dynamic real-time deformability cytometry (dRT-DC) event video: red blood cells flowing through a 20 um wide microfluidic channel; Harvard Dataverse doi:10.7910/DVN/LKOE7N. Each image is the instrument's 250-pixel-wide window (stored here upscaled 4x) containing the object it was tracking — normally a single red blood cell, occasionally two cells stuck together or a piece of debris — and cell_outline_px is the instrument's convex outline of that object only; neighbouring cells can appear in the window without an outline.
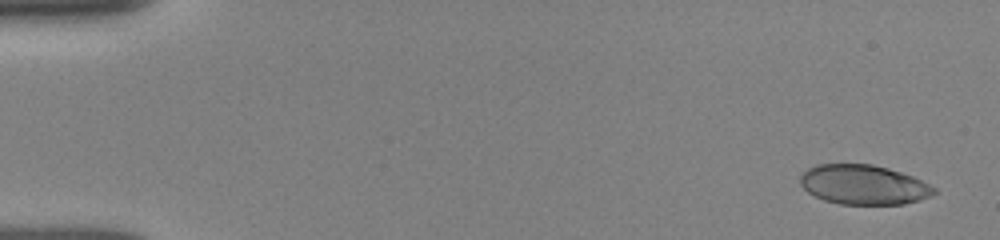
{"species": "human", "species_latin": "Homo sapiens", "temperature_condition": "room temperature", "stored_images_in_passage": 51, "camera_frame_rate_fps": 3000, "um_per_image_px": 0.085, "donor": {"sex": "female"}, "frame": {"image": 1, "passage_image": 2, "time_ms": 0.333, "image_size_px": [1000, 240], "cell_outline_px": [[936, 192], [932, 196], [920, 200], [904, 204], [840, 204], [824, 200], [808, 192], [800, 184], [800, 176], [808, 168], [816, 164], [872, 164], [888, 168], [912, 176], [936, 188]], "centroid_in_image_um": [73.41, 15.7], "position_along_channel_um": 11.6, "area_um2": 30.87}}
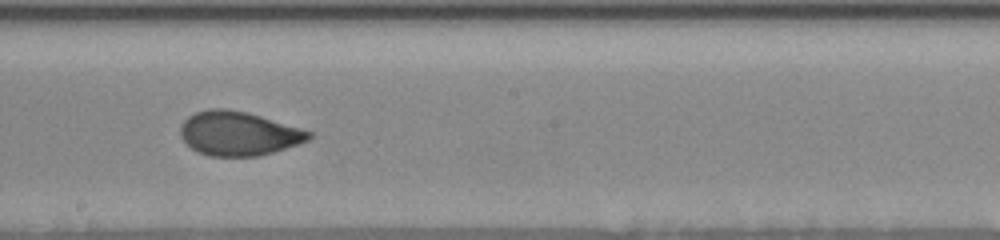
{"frame": {"image": 2, "passage_image": 29, "time_ms": 9.333, "image_size_px": [1000, 240], "cell_outline_px": [[312, 136], [308, 140], [260, 156], [208, 156], [196, 152], [180, 136], [180, 124], [188, 116], [196, 112], [208, 108], [224, 108], [248, 112], [300, 128], [312, 132]], "centroid_in_image_um": [20.23, 11.34], "position_along_channel_um": 228.0, "area_um2": 32.95}}
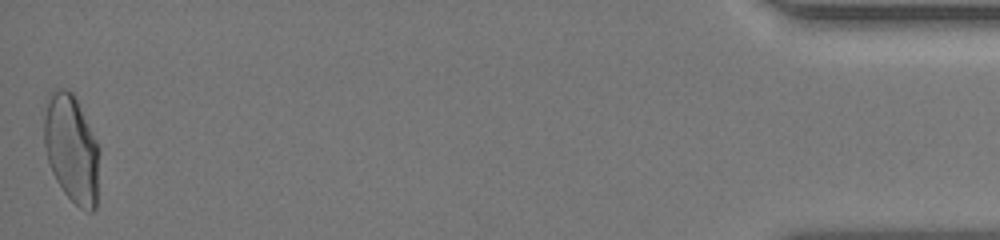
{"frame": {"image": 3, "passage_image": 51, "time_ms": 16.667, "image_size_px": [1000, 240], "cell_outline_px": [[100, 152], [96, 208], [92, 212], [88, 212], [80, 208], [64, 192], [56, 180], [52, 172], [48, 160], [44, 144], [44, 116], [48, 92], [56, 88], [68, 88], [72, 92], [100, 148]], "centroid_in_image_um": [6.08, 12.64], "position_along_channel_um": 429.1, "area_um2": 34.97}, "authors_computed_cell_mechanics": {"area_um2": 33.1194, "velocity_mm_per_s": 3.9018, "shape_relaxation_time_tau1_ms": 5.9828, "shape_relaxation_time_tau2_ms": null, "deformation_change_tau1": 0.1859, "deformation_change_tau2": null}}